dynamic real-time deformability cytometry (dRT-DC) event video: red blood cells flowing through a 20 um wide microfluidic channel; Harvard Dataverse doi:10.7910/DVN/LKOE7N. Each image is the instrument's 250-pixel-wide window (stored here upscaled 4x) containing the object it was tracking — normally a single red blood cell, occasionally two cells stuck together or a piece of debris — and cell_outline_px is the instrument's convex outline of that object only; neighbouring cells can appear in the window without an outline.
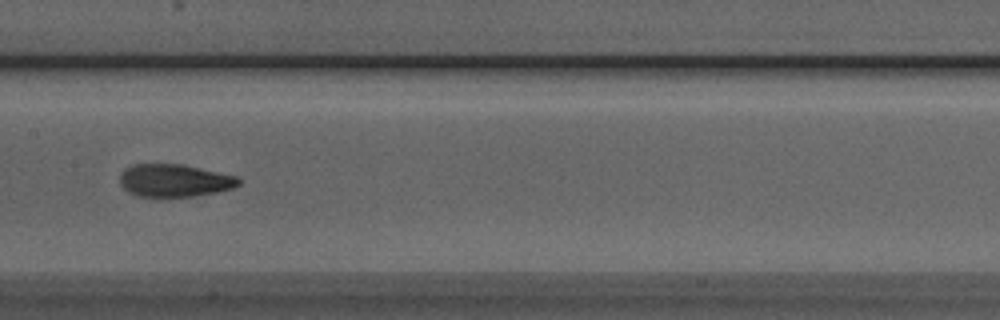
{"species": "Egyptian fruit bat (a non-hibernating species)", "species_latin": "Rousettus aegyptiacus", "temperature_condition": "room temperature", "stored_images_in_passage": 13, "camera_frame_rate_fps": 3000, "um_per_image_px": 0.085, "animal": {"sex": "male"}, "frame": {"image": 1, "passage_image": 11, "time_ms": 3.333, "image_size_px": [1000, 320], "cell_outline_px": [[240, 184], [232, 188], [216, 192], [192, 196], [136, 196], [128, 192], [120, 184], [120, 172], [124, 168], [132, 164], [184, 164], [236, 176], [240, 180]], "centroid_in_image_um": [14.79, 15.33], "position_along_channel_um": 192.6, "area_um2": 22.6}}
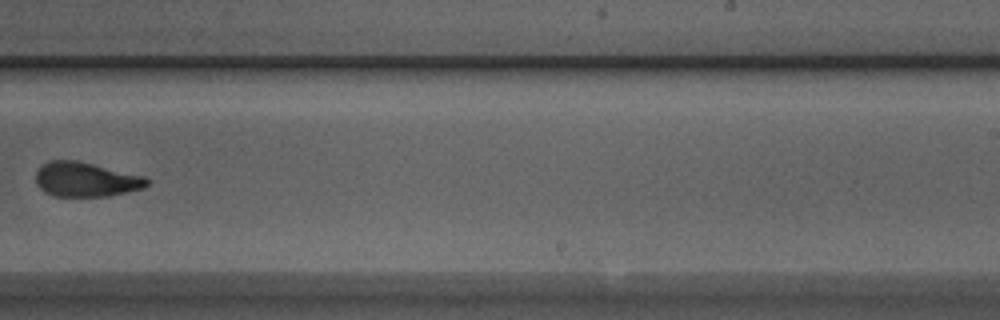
{"frame": {"image": 2, "passage_image": 13, "time_ms": 4.0, "image_size_px": [1000, 320], "cell_outline_px": [[152, 180], [144, 188], [108, 196], [56, 196], [44, 192], [36, 184], [36, 172], [48, 160], [76, 160], [144, 176]], "centroid_in_image_um": [7.31, 15.26], "position_along_channel_um": 281.7, "area_um2": 22.31}}